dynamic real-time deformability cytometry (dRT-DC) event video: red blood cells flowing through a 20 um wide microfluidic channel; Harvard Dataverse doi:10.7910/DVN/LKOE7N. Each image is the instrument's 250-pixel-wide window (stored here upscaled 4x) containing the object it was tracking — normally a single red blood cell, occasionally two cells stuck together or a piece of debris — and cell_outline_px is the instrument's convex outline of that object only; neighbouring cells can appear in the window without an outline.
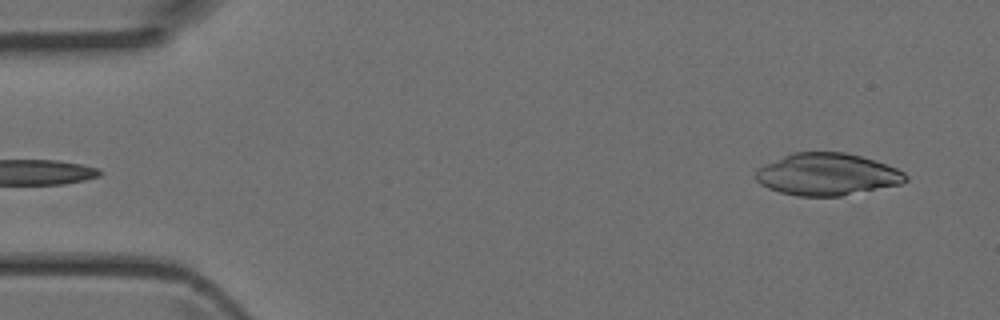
{"species": "Egyptian fruit bat (a non-hibernating species)", "species_latin": "Rousettus aegyptiacus", "temperature_condition": "room temperature", "stored_images_in_passage": 4, "camera_frame_rate_fps": 3000, "um_per_image_px": 0.085, "animal": {"sex": "female"}, "frame": {"image": 1, "passage_image": 4, "time_ms": 1.0, "image_size_px": [1000, 320], "cell_outline_px": [[908, 180], [900, 184], [840, 196], [796, 196], [780, 192], [768, 188], [760, 184], [756, 180], [756, 172], [764, 164], [792, 152], [844, 152], [860, 156], [896, 168], [904, 172], [908, 176]], "centroid_in_image_um": [70.29, 14.82], "position_along_channel_um": 14.7, "area_um2": 36.53}}